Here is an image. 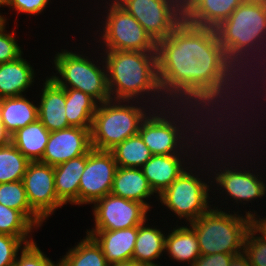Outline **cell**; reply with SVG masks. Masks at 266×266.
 <instances>
[{
    "label": "cell",
    "mask_w": 266,
    "mask_h": 266,
    "mask_svg": "<svg viewBox=\"0 0 266 266\" xmlns=\"http://www.w3.org/2000/svg\"><path fill=\"white\" fill-rule=\"evenodd\" d=\"M29 163L11 142L0 147V184L22 180Z\"/></svg>",
    "instance_id": "obj_30"
},
{
    "label": "cell",
    "mask_w": 266,
    "mask_h": 266,
    "mask_svg": "<svg viewBox=\"0 0 266 266\" xmlns=\"http://www.w3.org/2000/svg\"><path fill=\"white\" fill-rule=\"evenodd\" d=\"M59 266H109L101 247L86 234L58 260Z\"/></svg>",
    "instance_id": "obj_27"
},
{
    "label": "cell",
    "mask_w": 266,
    "mask_h": 266,
    "mask_svg": "<svg viewBox=\"0 0 266 266\" xmlns=\"http://www.w3.org/2000/svg\"><path fill=\"white\" fill-rule=\"evenodd\" d=\"M108 1L103 2L104 5L107 3L104 6L106 10L103 11L107 14L102 16L104 21L101 20V27H99V30H95L97 31L95 36L99 32L98 36L100 38L96 43L100 42L101 44H98L97 49L101 46V51L157 52V43L144 30L142 25L115 0Z\"/></svg>",
    "instance_id": "obj_9"
},
{
    "label": "cell",
    "mask_w": 266,
    "mask_h": 266,
    "mask_svg": "<svg viewBox=\"0 0 266 266\" xmlns=\"http://www.w3.org/2000/svg\"><path fill=\"white\" fill-rule=\"evenodd\" d=\"M199 155L200 154L152 155L141 167L143 175L153 189L155 193L154 197H156L157 201L158 196L162 194Z\"/></svg>",
    "instance_id": "obj_15"
},
{
    "label": "cell",
    "mask_w": 266,
    "mask_h": 266,
    "mask_svg": "<svg viewBox=\"0 0 266 266\" xmlns=\"http://www.w3.org/2000/svg\"><path fill=\"white\" fill-rule=\"evenodd\" d=\"M109 266H147V265L139 264L136 261L131 260L126 262L114 263Z\"/></svg>",
    "instance_id": "obj_41"
},
{
    "label": "cell",
    "mask_w": 266,
    "mask_h": 266,
    "mask_svg": "<svg viewBox=\"0 0 266 266\" xmlns=\"http://www.w3.org/2000/svg\"><path fill=\"white\" fill-rule=\"evenodd\" d=\"M157 66L169 104L196 105L222 127L244 119L248 79L227 58L214 28L183 20L157 43Z\"/></svg>",
    "instance_id": "obj_1"
},
{
    "label": "cell",
    "mask_w": 266,
    "mask_h": 266,
    "mask_svg": "<svg viewBox=\"0 0 266 266\" xmlns=\"http://www.w3.org/2000/svg\"><path fill=\"white\" fill-rule=\"evenodd\" d=\"M102 55L112 100L140 101L154 109L169 105L158 81L157 52L114 50Z\"/></svg>",
    "instance_id": "obj_4"
},
{
    "label": "cell",
    "mask_w": 266,
    "mask_h": 266,
    "mask_svg": "<svg viewBox=\"0 0 266 266\" xmlns=\"http://www.w3.org/2000/svg\"><path fill=\"white\" fill-rule=\"evenodd\" d=\"M38 101V119L49 132L71 127L66 118L65 89L48 76L43 80Z\"/></svg>",
    "instance_id": "obj_18"
},
{
    "label": "cell",
    "mask_w": 266,
    "mask_h": 266,
    "mask_svg": "<svg viewBox=\"0 0 266 266\" xmlns=\"http://www.w3.org/2000/svg\"><path fill=\"white\" fill-rule=\"evenodd\" d=\"M34 241V238H18L0 234V266H13L19 250Z\"/></svg>",
    "instance_id": "obj_33"
},
{
    "label": "cell",
    "mask_w": 266,
    "mask_h": 266,
    "mask_svg": "<svg viewBox=\"0 0 266 266\" xmlns=\"http://www.w3.org/2000/svg\"><path fill=\"white\" fill-rule=\"evenodd\" d=\"M10 0H0V8L1 7H8Z\"/></svg>",
    "instance_id": "obj_42"
},
{
    "label": "cell",
    "mask_w": 266,
    "mask_h": 266,
    "mask_svg": "<svg viewBox=\"0 0 266 266\" xmlns=\"http://www.w3.org/2000/svg\"><path fill=\"white\" fill-rule=\"evenodd\" d=\"M50 132L37 119L11 135V143L30 161L42 159Z\"/></svg>",
    "instance_id": "obj_25"
},
{
    "label": "cell",
    "mask_w": 266,
    "mask_h": 266,
    "mask_svg": "<svg viewBox=\"0 0 266 266\" xmlns=\"http://www.w3.org/2000/svg\"><path fill=\"white\" fill-rule=\"evenodd\" d=\"M244 0H189L183 7V20L197 27L216 28Z\"/></svg>",
    "instance_id": "obj_16"
},
{
    "label": "cell",
    "mask_w": 266,
    "mask_h": 266,
    "mask_svg": "<svg viewBox=\"0 0 266 266\" xmlns=\"http://www.w3.org/2000/svg\"><path fill=\"white\" fill-rule=\"evenodd\" d=\"M98 103L88 94L65 89L66 118L71 127L91 128Z\"/></svg>",
    "instance_id": "obj_26"
},
{
    "label": "cell",
    "mask_w": 266,
    "mask_h": 266,
    "mask_svg": "<svg viewBox=\"0 0 266 266\" xmlns=\"http://www.w3.org/2000/svg\"><path fill=\"white\" fill-rule=\"evenodd\" d=\"M83 52L84 50L80 54L67 49L56 52L52 61L56 73L53 72L49 78L64 89H76L88 94L98 104L110 100L107 69L102 52L100 54L97 52L101 55L98 56L100 58L96 60L97 62Z\"/></svg>",
    "instance_id": "obj_8"
},
{
    "label": "cell",
    "mask_w": 266,
    "mask_h": 266,
    "mask_svg": "<svg viewBox=\"0 0 266 266\" xmlns=\"http://www.w3.org/2000/svg\"><path fill=\"white\" fill-rule=\"evenodd\" d=\"M182 7H184L189 0H176Z\"/></svg>",
    "instance_id": "obj_43"
},
{
    "label": "cell",
    "mask_w": 266,
    "mask_h": 266,
    "mask_svg": "<svg viewBox=\"0 0 266 266\" xmlns=\"http://www.w3.org/2000/svg\"><path fill=\"white\" fill-rule=\"evenodd\" d=\"M91 236L101 247L109 265L131 261L138 234V226L120 230H88Z\"/></svg>",
    "instance_id": "obj_17"
},
{
    "label": "cell",
    "mask_w": 266,
    "mask_h": 266,
    "mask_svg": "<svg viewBox=\"0 0 266 266\" xmlns=\"http://www.w3.org/2000/svg\"><path fill=\"white\" fill-rule=\"evenodd\" d=\"M91 128L68 127L50 132L42 159L44 164L56 166L92 150Z\"/></svg>",
    "instance_id": "obj_14"
},
{
    "label": "cell",
    "mask_w": 266,
    "mask_h": 266,
    "mask_svg": "<svg viewBox=\"0 0 266 266\" xmlns=\"http://www.w3.org/2000/svg\"><path fill=\"white\" fill-rule=\"evenodd\" d=\"M36 229L38 230L21 211L0 204V234L32 238V233Z\"/></svg>",
    "instance_id": "obj_31"
},
{
    "label": "cell",
    "mask_w": 266,
    "mask_h": 266,
    "mask_svg": "<svg viewBox=\"0 0 266 266\" xmlns=\"http://www.w3.org/2000/svg\"><path fill=\"white\" fill-rule=\"evenodd\" d=\"M111 194L142 203L150 212L152 206L148 199L152 198L155 193L141 168L117 167Z\"/></svg>",
    "instance_id": "obj_19"
},
{
    "label": "cell",
    "mask_w": 266,
    "mask_h": 266,
    "mask_svg": "<svg viewBox=\"0 0 266 266\" xmlns=\"http://www.w3.org/2000/svg\"><path fill=\"white\" fill-rule=\"evenodd\" d=\"M0 204L21 211L37 228L46 222L30 207L22 180L0 184Z\"/></svg>",
    "instance_id": "obj_29"
},
{
    "label": "cell",
    "mask_w": 266,
    "mask_h": 266,
    "mask_svg": "<svg viewBox=\"0 0 266 266\" xmlns=\"http://www.w3.org/2000/svg\"><path fill=\"white\" fill-rule=\"evenodd\" d=\"M158 43L183 21V7L176 0H115Z\"/></svg>",
    "instance_id": "obj_10"
},
{
    "label": "cell",
    "mask_w": 266,
    "mask_h": 266,
    "mask_svg": "<svg viewBox=\"0 0 266 266\" xmlns=\"http://www.w3.org/2000/svg\"><path fill=\"white\" fill-rule=\"evenodd\" d=\"M94 226L89 230H120L139 226L149 210L136 201L107 194L93 203ZM148 216V217H147Z\"/></svg>",
    "instance_id": "obj_11"
},
{
    "label": "cell",
    "mask_w": 266,
    "mask_h": 266,
    "mask_svg": "<svg viewBox=\"0 0 266 266\" xmlns=\"http://www.w3.org/2000/svg\"><path fill=\"white\" fill-rule=\"evenodd\" d=\"M229 266H251L248 256L242 252L234 255Z\"/></svg>",
    "instance_id": "obj_38"
},
{
    "label": "cell",
    "mask_w": 266,
    "mask_h": 266,
    "mask_svg": "<svg viewBox=\"0 0 266 266\" xmlns=\"http://www.w3.org/2000/svg\"><path fill=\"white\" fill-rule=\"evenodd\" d=\"M117 163L110 151L92 149L87 153L79 183V206L93 204L111 193Z\"/></svg>",
    "instance_id": "obj_12"
},
{
    "label": "cell",
    "mask_w": 266,
    "mask_h": 266,
    "mask_svg": "<svg viewBox=\"0 0 266 266\" xmlns=\"http://www.w3.org/2000/svg\"><path fill=\"white\" fill-rule=\"evenodd\" d=\"M244 253L248 256L251 266H266V236L254 225L247 231Z\"/></svg>",
    "instance_id": "obj_32"
},
{
    "label": "cell",
    "mask_w": 266,
    "mask_h": 266,
    "mask_svg": "<svg viewBox=\"0 0 266 266\" xmlns=\"http://www.w3.org/2000/svg\"><path fill=\"white\" fill-rule=\"evenodd\" d=\"M148 219L138 226L132 260L147 266H160L158 260L165 253L166 230L146 224ZM157 263H156V261Z\"/></svg>",
    "instance_id": "obj_23"
},
{
    "label": "cell",
    "mask_w": 266,
    "mask_h": 266,
    "mask_svg": "<svg viewBox=\"0 0 266 266\" xmlns=\"http://www.w3.org/2000/svg\"><path fill=\"white\" fill-rule=\"evenodd\" d=\"M51 0H10L8 7L18 14L39 15L47 9Z\"/></svg>",
    "instance_id": "obj_36"
},
{
    "label": "cell",
    "mask_w": 266,
    "mask_h": 266,
    "mask_svg": "<svg viewBox=\"0 0 266 266\" xmlns=\"http://www.w3.org/2000/svg\"><path fill=\"white\" fill-rule=\"evenodd\" d=\"M197 160L200 164L197 163ZM202 163L203 165H206V168L202 165ZM194 164H198L197 168ZM200 167L202 168L200 169ZM196 169L197 171H195ZM209 171L210 168L208 162L206 163V160L204 161L202 156L198 157L170 184V186L162 194L158 196V202H160L163 207H167L169 209L168 211L173 212L178 220H182L184 218V221L192 223L198 217L206 213L211 206H213V204L211 205L210 203L215 201L210 194V192H212V190H210L212 189V184L210 183L211 172L209 174ZM200 175L202 177H200ZM203 175L208 177L204 178ZM212 199L213 201H210Z\"/></svg>",
    "instance_id": "obj_7"
},
{
    "label": "cell",
    "mask_w": 266,
    "mask_h": 266,
    "mask_svg": "<svg viewBox=\"0 0 266 266\" xmlns=\"http://www.w3.org/2000/svg\"><path fill=\"white\" fill-rule=\"evenodd\" d=\"M6 25L5 21L0 25V64L13 61L23 54L22 47L17 43L15 29L10 33Z\"/></svg>",
    "instance_id": "obj_35"
},
{
    "label": "cell",
    "mask_w": 266,
    "mask_h": 266,
    "mask_svg": "<svg viewBox=\"0 0 266 266\" xmlns=\"http://www.w3.org/2000/svg\"><path fill=\"white\" fill-rule=\"evenodd\" d=\"M232 137H234L235 139ZM252 137H251V135H249V137H248V135L246 136V134L243 135L235 127H222L215 134V137H212L210 142L206 143V145L202 148V152L200 154L204 158V160H206V162H208V165H209V168L211 171V180H212L211 184H213V185H211L212 186L211 190H213V187H214V190L217 189V190L221 191V192H219V191L213 190L212 191V194L214 193L213 197H214V195L216 197L215 193H219L220 195L222 193V197L224 196L223 194H226L225 200L231 199L229 201L236 203L238 205V208H239V204H241V205L243 204L246 207V204H248L249 202L252 205V203H253L252 201H254V199L255 200L258 198L260 199L262 197H265V195H266V179L264 178L265 176H263V174H265V173L264 172L263 173L257 172L259 170L258 168L257 169L252 168V165H259V164H255L256 160L252 161V156L251 157L249 156V154L252 155V153L253 154L257 153L258 154V161L261 160L260 158H262L261 153H260V157H259V152H258L259 150H256L258 148L260 149L261 147L259 145H257L258 147L254 145L257 143V139L255 138V135L254 136L252 135ZM245 138L247 140H245ZM248 138H249V140H248ZM238 140H239V142H238ZM226 141H227V143H226ZM246 141L249 143H247ZM244 142H246V143H244ZM253 142H255V143H253ZM210 143H211V145H210ZM224 143H225V145H224ZM243 143H244V146L247 148L248 151L243 150L244 149V148H242V147H244L242 145ZM237 144H239V147ZM248 144H249V146L247 147ZM210 146H211V148H210ZM253 146H255V147H253ZM249 147H250V149H248ZM253 148H254V150H253ZM226 149L229 152L226 151ZM233 150H234L235 154L233 153ZM247 152H249V154H247ZM225 153H227V154H225ZM246 158H247V160H246ZM244 159L246 160L245 162L242 161ZM240 160L242 162H240ZM228 161H230V162H228ZM237 161L240 164H238ZM241 163H243V164H241ZM235 164H236V166H235ZM249 164L251 165V169H249L250 166L248 167ZM246 169H248V170H246ZM253 169H256V170H253ZM262 176H263V178H262Z\"/></svg>",
    "instance_id": "obj_2"
},
{
    "label": "cell",
    "mask_w": 266,
    "mask_h": 266,
    "mask_svg": "<svg viewBox=\"0 0 266 266\" xmlns=\"http://www.w3.org/2000/svg\"><path fill=\"white\" fill-rule=\"evenodd\" d=\"M11 142V135L5 130L4 124L0 119V147L6 146Z\"/></svg>",
    "instance_id": "obj_39"
},
{
    "label": "cell",
    "mask_w": 266,
    "mask_h": 266,
    "mask_svg": "<svg viewBox=\"0 0 266 266\" xmlns=\"http://www.w3.org/2000/svg\"><path fill=\"white\" fill-rule=\"evenodd\" d=\"M86 161L87 154L53 166L56 195L64 205L79 206V183Z\"/></svg>",
    "instance_id": "obj_20"
},
{
    "label": "cell",
    "mask_w": 266,
    "mask_h": 266,
    "mask_svg": "<svg viewBox=\"0 0 266 266\" xmlns=\"http://www.w3.org/2000/svg\"><path fill=\"white\" fill-rule=\"evenodd\" d=\"M234 255L237 254L200 255L192 266H229Z\"/></svg>",
    "instance_id": "obj_37"
},
{
    "label": "cell",
    "mask_w": 266,
    "mask_h": 266,
    "mask_svg": "<svg viewBox=\"0 0 266 266\" xmlns=\"http://www.w3.org/2000/svg\"><path fill=\"white\" fill-rule=\"evenodd\" d=\"M23 55L0 64V99L25 94L35 84L36 71ZM35 72V73H34Z\"/></svg>",
    "instance_id": "obj_21"
},
{
    "label": "cell",
    "mask_w": 266,
    "mask_h": 266,
    "mask_svg": "<svg viewBox=\"0 0 266 266\" xmlns=\"http://www.w3.org/2000/svg\"><path fill=\"white\" fill-rule=\"evenodd\" d=\"M262 215H257L253 219V225L266 236V216L262 217Z\"/></svg>",
    "instance_id": "obj_40"
},
{
    "label": "cell",
    "mask_w": 266,
    "mask_h": 266,
    "mask_svg": "<svg viewBox=\"0 0 266 266\" xmlns=\"http://www.w3.org/2000/svg\"><path fill=\"white\" fill-rule=\"evenodd\" d=\"M13 266H59V264L47 257L34 241L20 250Z\"/></svg>",
    "instance_id": "obj_34"
},
{
    "label": "cell",
    "mask_w": 266,
    "mask_h": 266,
    "mask_svg": "<svg viewBox=\"0 0 266 266\" xmlns=\"http://www.w3.org/2000/svg\"><path fill=\"white\" fill-rule=\"evenodd\" d=\"M110 152L117 167L124 168H141L152 157V153L139 133L125 139Z\"/></svg>",
    "instance_id": "obj_28"
},
{
    "label": "cell",
    "mask_w": 266,
    "mask_h": 266,
    "mask_svg": "<svg viewBox=\"0 0 266 266\" xmlns=\"http://www.w3.org/2000/svg\"><path fill=\"white\" fill-rule=\"evenodd\" d=\"M22 181L30 207L44 221L65 206L56 195L53 166L30 162Z\"/></svg>",
    "instance_id": "obj_13"
},
{
    "label": "cell",
    "mask_w": 266,
    "mask_h": 266,
    "mask_svg": "<svg viewBox=\"0 0 266 266\" xmlns=\"http://www.w3.org/2000/svg\"><path fill=\"white\" fill-rule=\"evenodd\" d=\"M4 21L8 23L7 18H6L4 15L2 16V13H0V25H1Z\"/></svg>",
    "instance_id": "obj_44"
},
{
    "label": "cell",
    "mask_w": 266,
    "mask_h": 266,
    "mask_svg": "<svg viewBox=\"0 0 266 266\" xmlns=\"http://www.w3.org/2000/svg\"><path fill=\"white\" fill-rule=\"evenodd\" d=\"M218 207L219 204L217 207L214 204L195 221L187 223L196 233L201 255L244 252L245 237L253 225V219L258 215L257 211L249 209L250 211H244V215L240 213V209L237 212L233 210V214L229 207L228 210Z\"/></svg>",
    "instance_id": "obj_5"
},
{
    "label": "cell",
    "mask_w": 266,
    "mask_h": 266,
    "mask_svg": "<svg viewBox=\"0 0 266 266\" xmlns=\"http://www.w3.org/2000/svg\"><path fill=\"white\" fill-rule=\"evenodd\" d=\"M221 128L196 105L169 104L153 109L141 122L138 133L152 155L200 154Z\"/></svg>",
    "instance_id": "obj_3"
},
{
    "label": "cell",
    "mask_w": 266,
    "mask_h": 266,
    "mask_svg": "<svg viewBox=\"0 0 266 266\" xmlns=\"http://www.w3.org/2000/svg\"><path fill=\"white\" fill-rule=\"evenodd\" d=\"M34 102L26 94L0 99V119L10 135L38 119V104Z\"/></svg>",
    "instance_id": "obj_24"
},
{
    "label": "cell",
    "mask_w": 266,
    "mask_h": 266,
    "mask_svg": "<svg viewBox=\"0 0 266 266\" xmlns=\"http://www.w3.org/2000/svg\"><path fill=\"white\" fill-rule=\"evenodd\" d=\"M148 105L140 101L112 99L98 104L91 127L92 148L110 151L138 134L141 122L154 109Z\"/></svg>",
    "instance_id": "obj_6"
},
{
    "label": "cell",
    "mask_w": 266,
    "mask_h": 266,
    "mask_svg": "<svg viewBox=\"0 0 266 266\" xmlns=\"http://www.w3.org/2000/svg\"><path fill=\"white\" fill-rule=\"evenodd\" d=\"M186 225L176 224L168 230L165 236V254L169 256V260L192 266L200 257L201 251L195 231Z\"/></svg>",
    "instance_id": "obj_22"
}]
</instances>
